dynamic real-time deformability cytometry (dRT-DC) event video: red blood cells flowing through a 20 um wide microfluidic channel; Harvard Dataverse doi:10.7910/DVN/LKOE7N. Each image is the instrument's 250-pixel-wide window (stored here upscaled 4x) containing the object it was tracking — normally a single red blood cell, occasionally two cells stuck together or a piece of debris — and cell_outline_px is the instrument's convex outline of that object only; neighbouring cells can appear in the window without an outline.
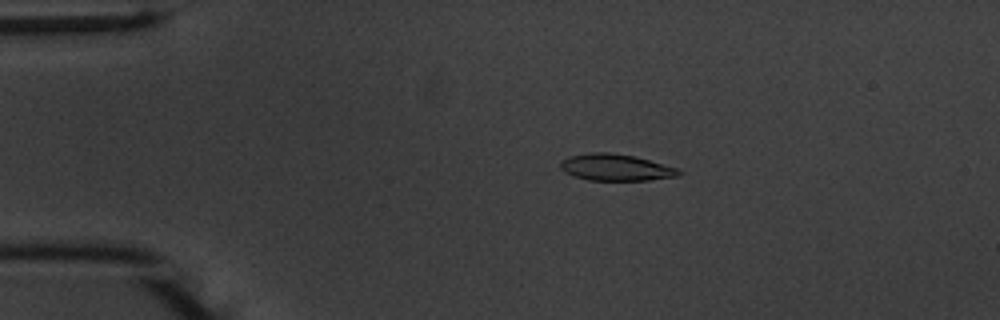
{"species": "common noctule bat (a hibernating species)", "species_latin": "Nyctalus noctula", "temperature_condition": "warm", "stored_images_in_passage": 54, "camera_frame_rate_fps": 3000, "um_per_image_px": 0.085, "animal": {"sex": "male", "body_mass_g": 20.1, "forearm_length_mm": 53.5}, "frame": {"image": 1, "passage_image": 11, "time_ms": 3.333, "image_size_px": [1000, 320], "cell_outline_px": [[684, 172], [676, 176], [648, 180], [588, 180], [564, 172], [560, 168], [560, 164], [568, 156], [592, 152], [612, 152], [636, 156], [676, 168]], "centroid_in_image_um": [52.33, 14.22], "position_along_channel_um": 32.7, "area_um2": 18.26}}
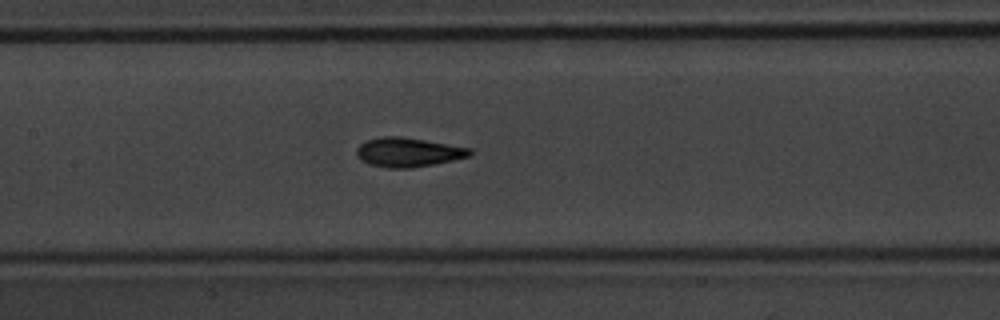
{"frame": {"image": 2, "passage_image": 26, "time_ms": 8.333, "image_size_px": [1000, 320], "cell_outline_px": [[476, 152], [468, 156], [452, 160], [412, 168], [388, 168], [368, 164], [360, 160], [356, 156], [356, 148], [360, 144], [368, 140], [380, 136], [400, 136], [472, 148]], "centroid_in_image_um": [34.67, 12.94], "position_along_channel_um": 172.7, "area_um2": 19.36}}
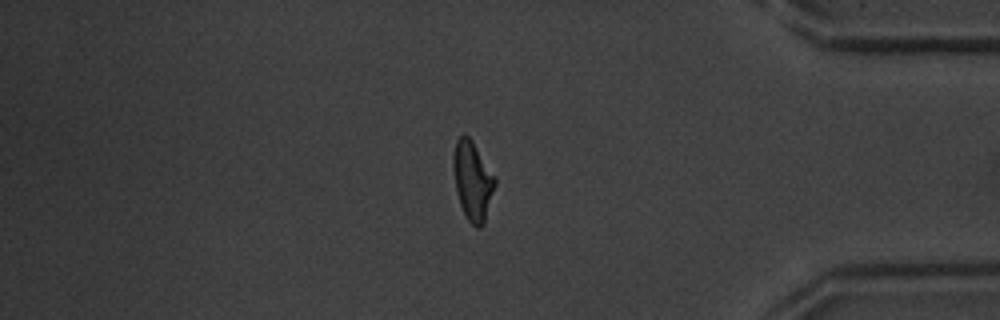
{"frame": {"image": 3, "passage_image": 46, "time_ms": 15.0, "image_size_px": [1000, 320], "cell_outline_px": [[496, 184], [484, 224], [480, 228], [476, 228], [468, 220], [460, 204], [456, 188], [452, 168], [452, 156], [456, 140], [464, 132], [472, 140], [496, 176]], "centroid_in_image_um": [40.18, 15.33], "position_along_channel_um": 395.0, "area_um2": 19.42}, "authors_computed_cell_mechanics": {"area_um2": 18.2648, "velocity_mm_per_s": 3.7466, "shape_relaxation_time_tau1_ms": 2.8081, "shape_relaxation_time_tau2_ms": 1.1519, "deformation_change_tau1": 0.1614, "deformation_change_tau2": 0.0657}}